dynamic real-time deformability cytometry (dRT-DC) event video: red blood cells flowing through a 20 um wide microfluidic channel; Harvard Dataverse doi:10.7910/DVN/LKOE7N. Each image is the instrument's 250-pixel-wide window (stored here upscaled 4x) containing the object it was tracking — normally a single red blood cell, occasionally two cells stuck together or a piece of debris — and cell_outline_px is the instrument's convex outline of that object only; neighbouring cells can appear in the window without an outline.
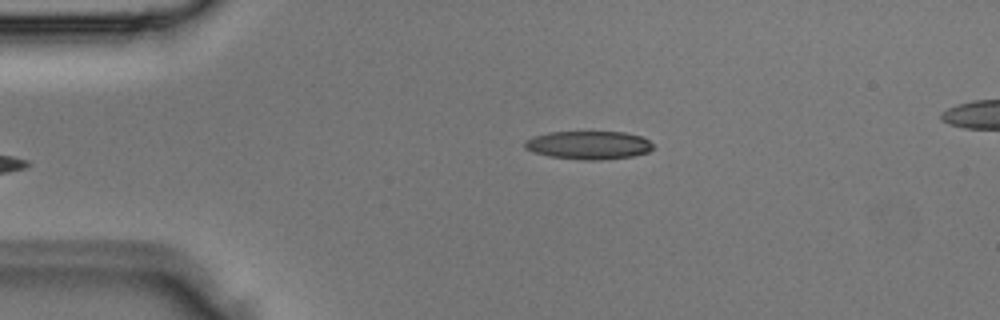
{"species": "Egyptian fruit bat (a non-hibernating species)", "species_latin": "Rousettus aegyptiacus", "temperature_condition": "room temperature", "stored_images_in_passage": 3, "camera_frame_rate_fps": 3000, "um_per_image_px": 0.085, "animal": {"sex": "male"}, "frame": {"image": 1, "passage_image": 3, "time_ms": 0.667, "image_size_px": [1000, 320], "cell_outline_px": [[652, 148], [648, 152], [632, 156], [600, 160], [580, 160], [548, 156], [524, 148], [524, 140], [532, 136], [548, 132], [624, 132], [640, 136], [648, 140], [652, 144]], "centroid_in_image_um": [49.99, 12.33], "position_along_channel_um": 35.0, "area_um2": 21.15}}